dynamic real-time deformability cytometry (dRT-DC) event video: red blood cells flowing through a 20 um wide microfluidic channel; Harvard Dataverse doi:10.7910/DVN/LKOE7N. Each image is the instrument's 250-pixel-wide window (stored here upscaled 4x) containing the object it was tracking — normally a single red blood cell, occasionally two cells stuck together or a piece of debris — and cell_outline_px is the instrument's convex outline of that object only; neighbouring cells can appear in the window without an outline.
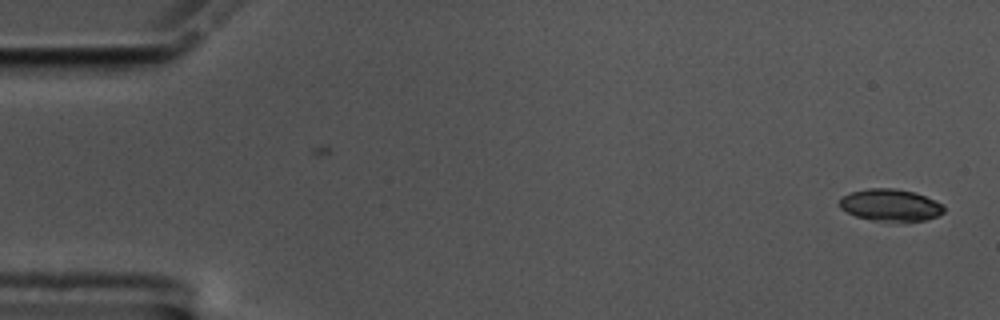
{"species": "common noctule bat (a hibernating species)", "species_latin": "Nyctalus noctula", "temperature_condition": "cold", "stored_images_in_passage": 56, "camera_frame_rate_fps": 3000, "um_per_image_px": 0.085, "animal": {"sex": "male", "body_mass_g": 17.5, "forearm_length_mm": 52.3}, "frame": {"image": 1, "passage_image": 1, "time_ms": 0.0, "image_size_px": [1000, 320], "cell_outline_px": [[944, 212], [936, 216], [924, 220], [904, 224], [872, 220], [856, 216], [840, 208], [840, 196], [852, 192], [868, 188], [892, 188], [912, 192], [936, 200], [944, 204]], "centroid_in_image_um": [75.71, 17.47], "position_along_channel_um": 9.3, "area_um2": 19.88}}
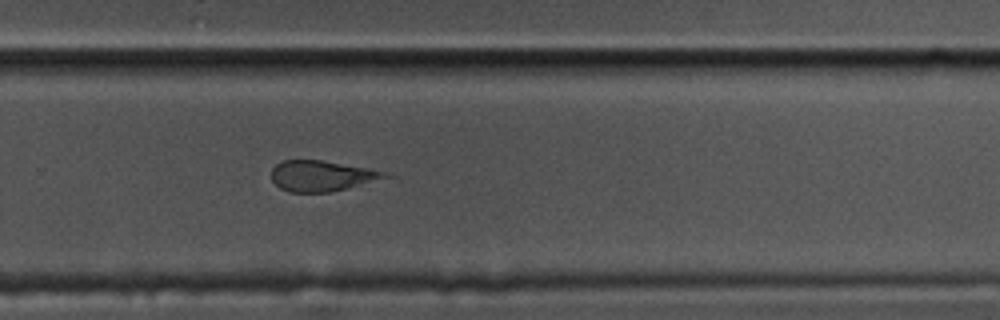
{"frame": {"image": 2, "passage_image": 37, "time_ms": 12.0, "image_size_px": [1000, 320], "cell_outline_px": [[400, 180], [328, 192], [288, 192], [280, 188], [272, 180], [272, 168], [276, 164], [284, 160], [320, 160], [368, 168], [396, 176]], "centroid_in_image_um": [27.59, 14.98], "position_along_channel_um": 302.2, "area_um2": 21.27}}
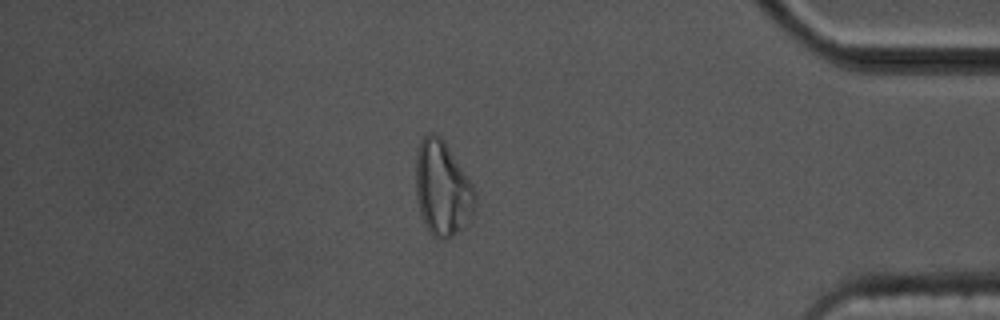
{"frame": {"image": 3, "passage_image": 48, "time_ms": 15.667, "image_size_px": [1000, 320], "cell_outline_px": [[476, 204], [472, 220], [460, 232], [452, 236], [440, 240], [432, 236], [428, 232], [424, 224], [420, 212], [416, 196], [416, 152], [420, 140], [428, 132], [432, 132], [444, 140], [472, 184], [476, 192]], "centroid_in_image_um": [37.61, 16.06], "position_along_channel_um": 397.6, "area_um2": 33.29}, "authors_computed_cell_mechanics": {"area_um2": 22.253, "velocity_mm_per_s": 3.537, "shape_relaxation_time_tau1_ms": null, "shape_relaxation_time_tau2_ms": 1.4943, "deformation_change_tau1": null, "deformation_change_tau2": 0.0823}}